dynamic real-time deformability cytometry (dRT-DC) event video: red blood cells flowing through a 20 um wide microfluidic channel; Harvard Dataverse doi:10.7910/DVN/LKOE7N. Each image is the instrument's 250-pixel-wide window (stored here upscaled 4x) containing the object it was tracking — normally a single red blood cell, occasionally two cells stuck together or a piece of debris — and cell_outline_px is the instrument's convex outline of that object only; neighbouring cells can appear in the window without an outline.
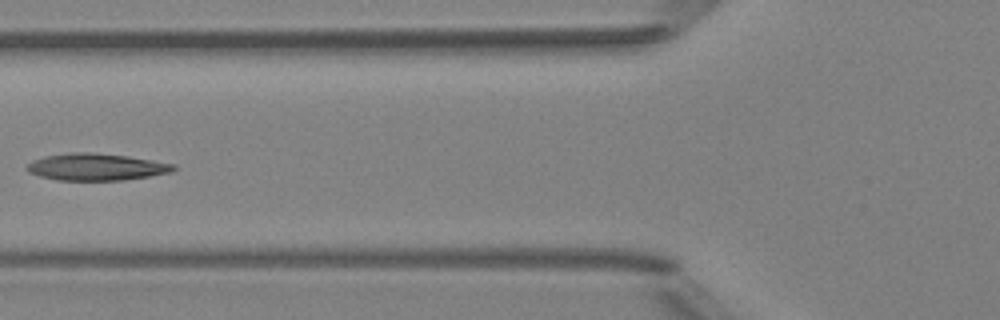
{"species": "Egyptian fruit bat (a non-hibernating species)", "species_latin": "Rousettus aegyptiacus", "temperature_condition": "room temperature", "stored_images_in_passage": 7, "camera_frame_rate_fps": 3000, "um_per_image_px": 0.085, "animal": {"sex": "female"}, "frame": {"image": 1, "passage_image": 6, "time_ms": 6.0, "image_size_px": [1000, 320], "cell_outline_px": [[176, 168], [172, 172], [124, 180], [56, 180], [40, 176], [28, 172], [24, 168], [32, 160], [44, 156], [72, 152], [92, 152], [128, 156], [176, 164]], "centroid_in_image_um": [8.16, 14.18], "position_along_channel_um": 117.6, "area_um2": 23.12}}
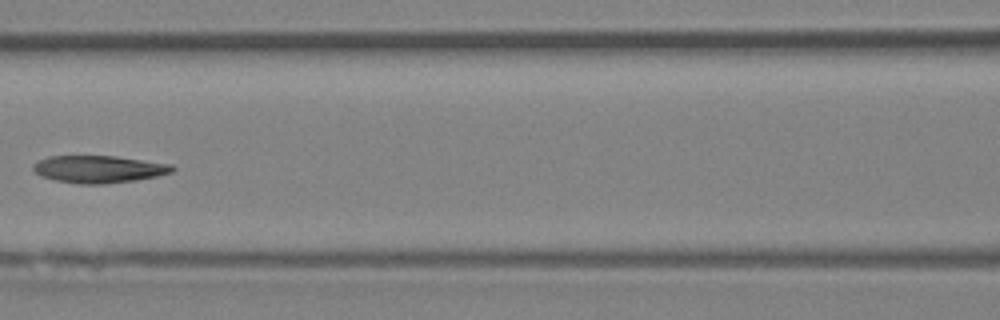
{"frame": {"image": 2, "passage_image": 7, "time_ms": 7.0, "image_size_px": [1000, 320], "cell_outline_px": [[176, 168], [172, 172], [156, 176], [136, 180], [104, 184], [76, 184], [52, 180], [40, 176], [32, 168], [32, 164], [48, 156], [116, 156], [172, 164]], "centroid_in_image_um": [8.38, 14.38], "position_along_channel_um": 158.2, "area_um2": 22.31}}